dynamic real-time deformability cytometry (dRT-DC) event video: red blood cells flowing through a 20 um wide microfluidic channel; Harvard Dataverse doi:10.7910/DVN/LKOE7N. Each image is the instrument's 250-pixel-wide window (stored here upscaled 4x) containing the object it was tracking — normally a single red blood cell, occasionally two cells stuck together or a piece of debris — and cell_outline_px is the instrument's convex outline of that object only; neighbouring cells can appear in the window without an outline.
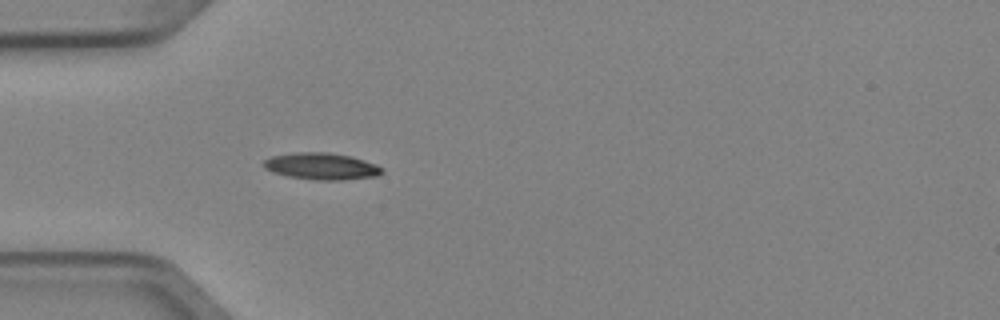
{"species": "Egyptian fruit bat (a non-hibernating species)", "species_latin": "Rousettus aegyptiacus", "temperature_condition": "cold", "stored_images_in_passage": 5, "camera_frame_rate_fps": 3000, "um_per_image_px": 0.085, "animal": {"sex": "female"}, "frame": {"image": 1, "passage_image": 5, "time_ms": 1.333, "image_size_px": [1000, 320], "cell_outline_px": [[384, 172], [376, 176], [344, 180], [316, 180], [288, 176], [264, 168], [264, 160], [272, 156], [296, 152], [328, 152], [352, 156], [376, 164], [384, 168]], "centroid_in_image_um": [27.38, 14.13], "position_along_channel_um": 57.6, "area_um2": 18.44}}